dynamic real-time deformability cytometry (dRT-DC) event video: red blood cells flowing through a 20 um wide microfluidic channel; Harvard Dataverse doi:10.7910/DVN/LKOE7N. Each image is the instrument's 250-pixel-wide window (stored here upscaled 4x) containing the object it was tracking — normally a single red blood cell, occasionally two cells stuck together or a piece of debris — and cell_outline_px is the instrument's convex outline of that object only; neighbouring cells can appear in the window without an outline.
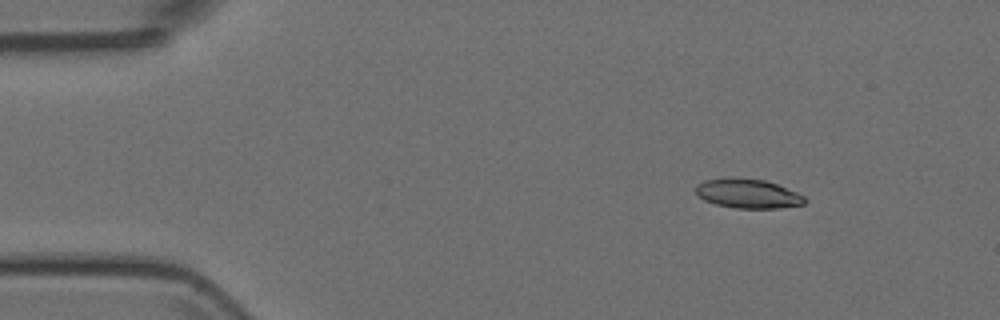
{"species": "Egyptian fruit bat (a non-hibernating species)", "species_latin": "Rousettus aegyptiacus", "temperature_condition": "room temperature", "stored_images_in_passage": 4, "camera_frame_rate_fps": 3000, "um_per_image_px": 0.085, "animal": {"sex": "female"}, "frame": {"image": 1, "passage_image": 1, "time_ms": 0.0, "image_size_px": [1000, 320], "cell_outline_px": [[808, 200], [804, 204], [776, 208], [736, 208], [716, 204], [704, 200], [696, 196], [696, 184], [704, 180], [732, 176], [764, 180], [776, 184], [796, 192], [804, 196]], "centroid_in_image_um": [63.52, 16.44], "position_along_channel_um": 21.5, "area_um2": 18.79}}
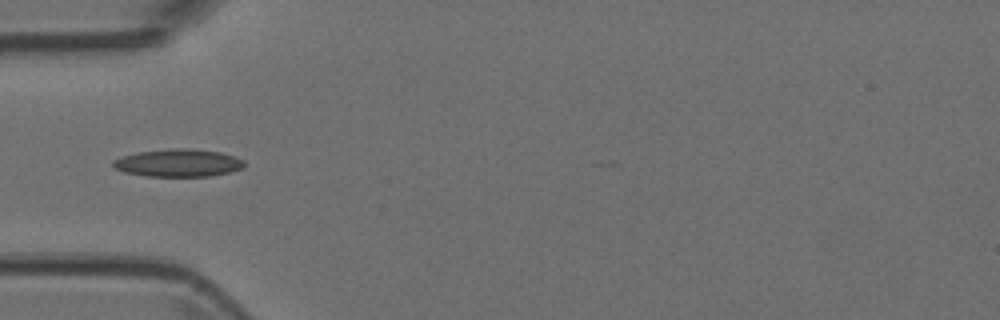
{"frame": {"image": 2, "passage_image": 4, "time_ms": 1.0, "image_size_px": [1000, 320], "cell_outline_px": [[244, 168], [212, 176], [148, 176], [124, 172], [116, 168], [112, 164], [112, 160], [120, 156], [136, 152], [172, 148], [188, 148], [220, 152], [244, 160]], "centroid_in_image_um": [15.12, 13.84], "position_along_channel_um": 69.9, "area_um2": 21.15}}